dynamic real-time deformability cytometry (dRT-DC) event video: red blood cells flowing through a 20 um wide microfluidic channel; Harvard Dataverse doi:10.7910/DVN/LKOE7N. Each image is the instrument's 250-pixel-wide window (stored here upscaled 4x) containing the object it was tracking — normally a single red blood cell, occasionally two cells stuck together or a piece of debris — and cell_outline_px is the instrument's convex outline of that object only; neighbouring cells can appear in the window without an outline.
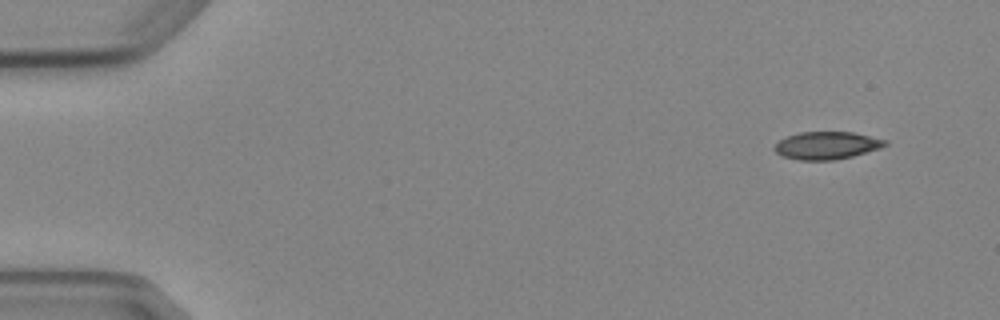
{"species": "Egyptian fruit bat (a non-hibernating species)", "species_latin": "Rousettus aegyptiacus", "temperature_condition": "cold", "stored_images_in_passage": 9, "camera_frame_rate_fps": 3000, "um_per_image_px": 0.085, "animal": {"sex": "female"}, "frame": {"image": 1, "passage_image": 1, "time_ms": 0.0, "image_size_px": [1000, 320], "cell_outline_px": [[888, 144], [880, 148], [852, 156], [832, 160], [800, 160], [784, 156], [776, 152], [772, 148], [780, 140], [788, 136], [800, 132], [852, 132], [888, 140]], "centroid_in_image_um": [70.29, 12.36], "position_along_channel_um": 14.7, "area_um2": 17.63}}
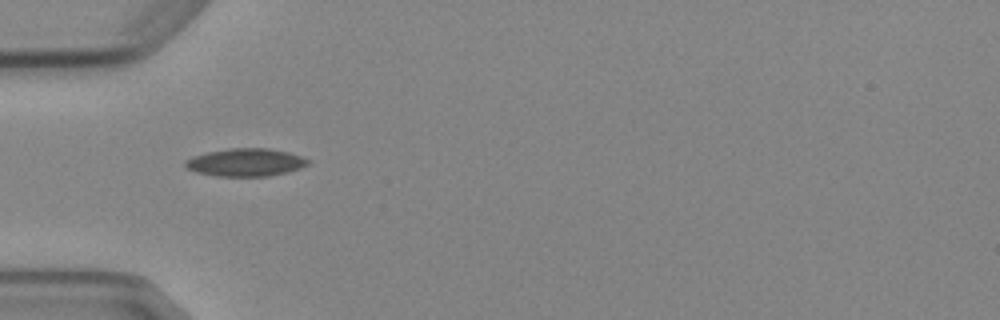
{"frame": {"image": 2, "passage_image": 4, "time_ms": 4.333, "image_size_px": [1000, 320], "cell_outline_px": [[312, 160], [308, 164], [300, 168], [288, 172], [268, 176], [216, 176], [196, 172], [184, 168], [184, 160], [192, 156], [208, 152], [228, 148], [268, 148], [288, 152]], "centroid_in_image_um": [20.85, 13.8], "position_along_channel_um": 64.1, "area_um2": 20.06}}